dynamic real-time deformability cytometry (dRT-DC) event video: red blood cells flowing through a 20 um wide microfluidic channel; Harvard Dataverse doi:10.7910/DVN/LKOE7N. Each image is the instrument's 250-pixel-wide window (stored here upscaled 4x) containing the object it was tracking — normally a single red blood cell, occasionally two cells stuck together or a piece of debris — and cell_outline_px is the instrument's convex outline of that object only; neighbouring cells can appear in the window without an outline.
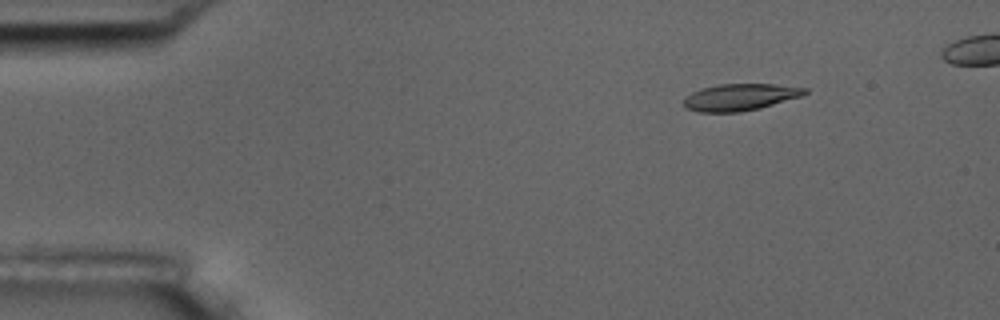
{"species": "common noctule bat (a hibernating species)", "species_latin": "Nyctalus noctula", "temperature_condition": "room temperature", "stored_images_in_passage": 8, "camera_frame_rate_fps": 3000, "um_per_image_px": 0.085, "animal": {"sex": "male", "body_mass_g": 17.5, "forearm_length_mm": 52.3}, "frame": {"image": 1, "passage_image": 3, "time_ms": 0.667, "image_size_px": [1000, 320], "cell_outline_px": [[808, 92], [800, 96], [760, 108], [740, 112], [700, 112], [684, 108], [684, 100], [692, 92], [700, 88], [720, 84], [776, 84], [808, 88]], "centroid_in_image_um": [62.9, 8.25], "position_along_channel_um": 22.1, "area_um2": 18.84}}